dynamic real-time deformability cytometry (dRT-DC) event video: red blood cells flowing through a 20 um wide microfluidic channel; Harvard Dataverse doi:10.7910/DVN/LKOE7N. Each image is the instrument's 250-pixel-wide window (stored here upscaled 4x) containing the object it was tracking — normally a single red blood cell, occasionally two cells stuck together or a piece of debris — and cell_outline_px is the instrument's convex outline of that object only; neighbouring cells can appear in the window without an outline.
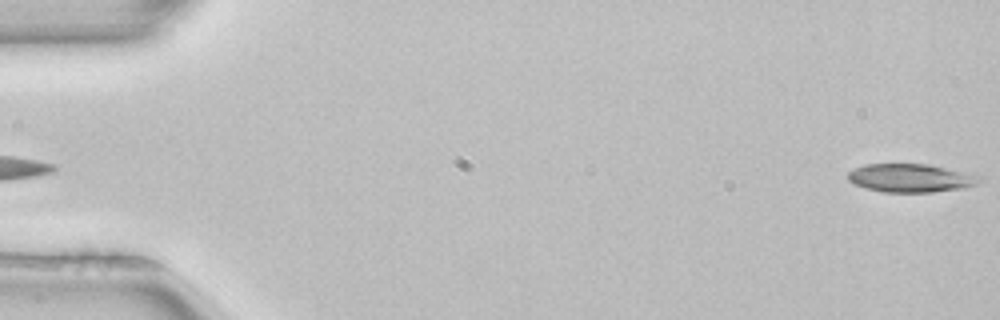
{"species": "common noctule bat (a hibernating species)", "species_latin": "Nyctalus noctula", "temperature_condition": "room temperature", "stored_images_in_passage": 5, "segment_of_instrument_passage": [2, 2], "camera_frame_rate_fps": 3000, "um_per_image_px": 0.085, "animal": {"sex": "female", "body_mass_g": 22.7, "forearm_length_mm": 54.2}, "frame": {"image": 1, "passage_image": 5, "time_ms": 1.333, "image_size_px": [1000, 320], "cell_outline_px": [[984, 180], [976, 184], [964, 188], [932, 192], [884, 192], [868, 188], [856, 184], [848, 180], [848, 172], [864, 164], [928, 164], [980, 176]], "centroid_in_image_um": [77.42, 15.13], "position_along_channel_um": 7.6, "area_um2": 21.5}}